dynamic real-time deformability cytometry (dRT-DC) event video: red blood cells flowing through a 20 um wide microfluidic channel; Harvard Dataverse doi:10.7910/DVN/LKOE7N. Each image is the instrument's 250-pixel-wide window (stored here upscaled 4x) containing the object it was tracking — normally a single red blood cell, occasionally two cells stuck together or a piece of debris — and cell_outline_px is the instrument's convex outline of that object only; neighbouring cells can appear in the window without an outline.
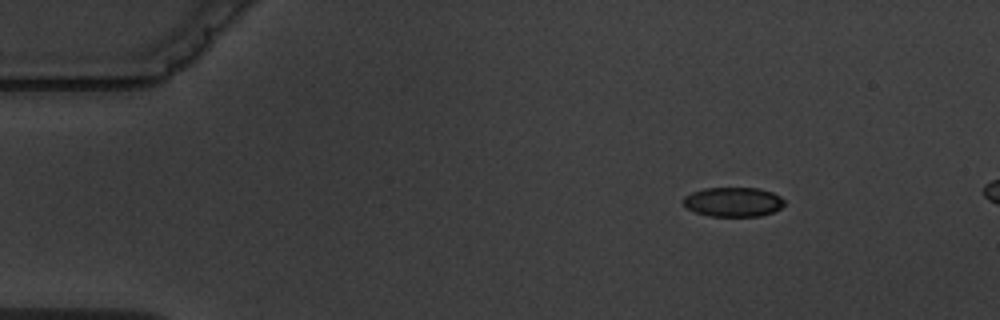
{"species": "common noctule bat (a hibernating species)", "species_latin": "Nyctalus noctula", "temperature_condition": "warm", "stored_images_in_passage": 4, "camera_frame_rate_fps": 3000, "um_per_image_px": 0.085, "animal": {"sex": "male", "body_mass_g": 19.5, "forearm_length_mm": 54.6}, "frame": {"image": 1, "passage_image": 4, "time_ms": 4.333, "image_size_px": [1000, 320], "cell_outline_px": [[784, 204], [780, 208], [772, 212], [760, 216], [708, 216], [696, 212], [688, 208], [680, 200], [684, 196], [692, 192], [704, 188], [756, 188], [772, 192], [780, 196], [784, 200]], "centroid_in_image_um": [62.29, 17.16], "position_along_channel_um": 22.7, "area_um2": 17.34}}